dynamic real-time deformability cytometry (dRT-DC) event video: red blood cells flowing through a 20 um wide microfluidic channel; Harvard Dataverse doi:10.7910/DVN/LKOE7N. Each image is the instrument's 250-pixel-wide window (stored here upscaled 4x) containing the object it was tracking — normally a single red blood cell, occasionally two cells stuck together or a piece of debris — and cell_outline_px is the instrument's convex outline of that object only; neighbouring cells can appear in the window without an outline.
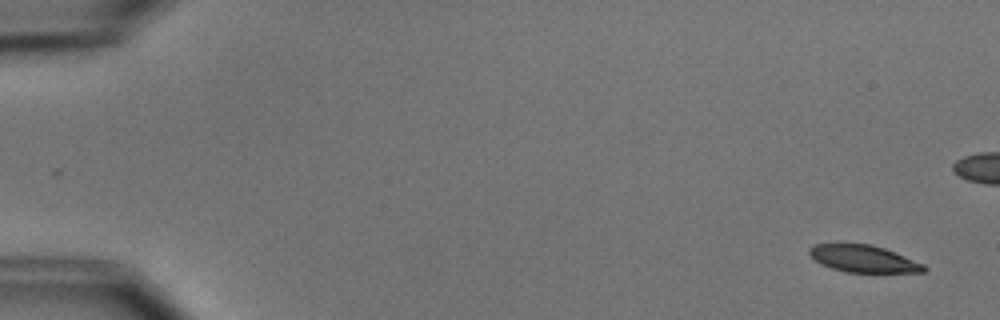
{"species": "common noctule bat (a hibernating species)", "species_latin": "Nyctalus noctula", "temperature_condition": "cold", "stored_images_in_passage": 5, "camera_frame_rate_fps": 3000, "um_per_image_px": 0.085, "animal": {"sex": "male", "body_mass_g": 15.6}, "frame": {"image": 1, "passage_image": 1, "time_ms": 0.0, "image_size_px": [1000, 320], "cell_outline_px": [[928, 268], [924, 272], [844, 272], [832, 268], [816, 260], [808, 252], [808, 248], [812, 244], [872, 244], [884, 248], [924, 264]], "centroid_in_image_um": [73.4, 21.99], "position_along_channel_um": 11.6, "area_um2": 17.86}}